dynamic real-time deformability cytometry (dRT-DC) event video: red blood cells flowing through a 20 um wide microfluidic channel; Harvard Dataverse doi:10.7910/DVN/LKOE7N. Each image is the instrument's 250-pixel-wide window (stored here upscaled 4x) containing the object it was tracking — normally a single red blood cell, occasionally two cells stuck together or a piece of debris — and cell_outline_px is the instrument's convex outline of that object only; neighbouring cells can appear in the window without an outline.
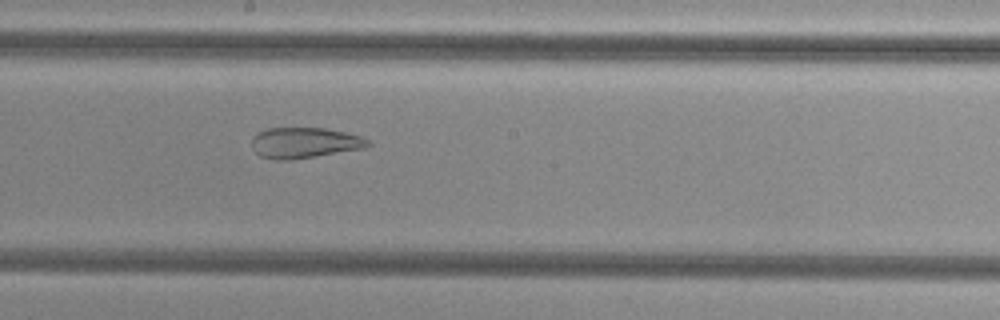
{"species": "common noctule bat (a hibernating species)", "species_latin": "Nyctalus noctula", "temperature_condition": "cold", "stored_images_in_passage": 55, "camera_frame_rate_fps": 3000, "um_per_image_px": 0.085, "animal": {"sex": "female", "body_mass_g": 29.2, "forearm_length_mm": 56.3}, "frame": {"image": 1, "passage_image": 31, "time_ms": 10.0, "image_size_px": [1000, 320], "cell_outline_px": [[372, 144], [368, 148], [292, 160], [276, 160], [260, 156], [252, 148], [252, 136], [256, 132], [268, 128], [324, 128], [344, 132], [360, 136], [368, 140]], "centroid_in_image_um": [25.88, 12.14], "position_along_channel_um": 222.3, "area_um2": 21.04}}
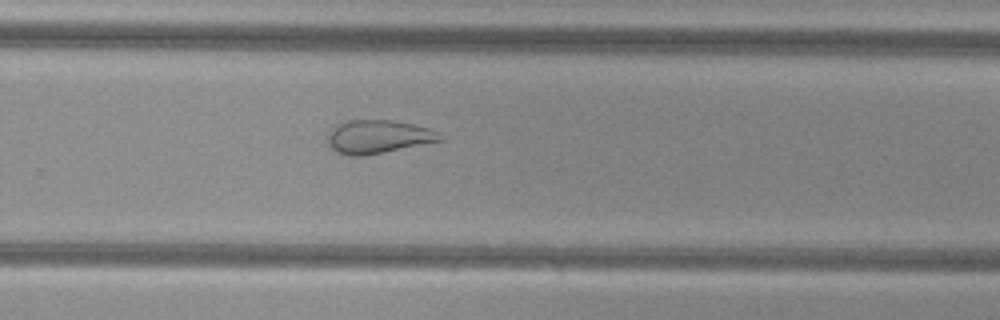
{"frame": {"image": 2, "passage_image": 37, "time_ms": 12.0, "image_size_px": [1000, 320], "cell_outline_px": [[448, 136], [444, 140], [364, 156], [344, 156], [336, 152], [328, 144], [328, 136], [332, 128], [348, 120], [392, 120], [412, 124], [428, 128]], "centroid_in_image_um": [32.18, 11.63], "position_along_channel_um": 297.6, "area_um2": 21.96}}
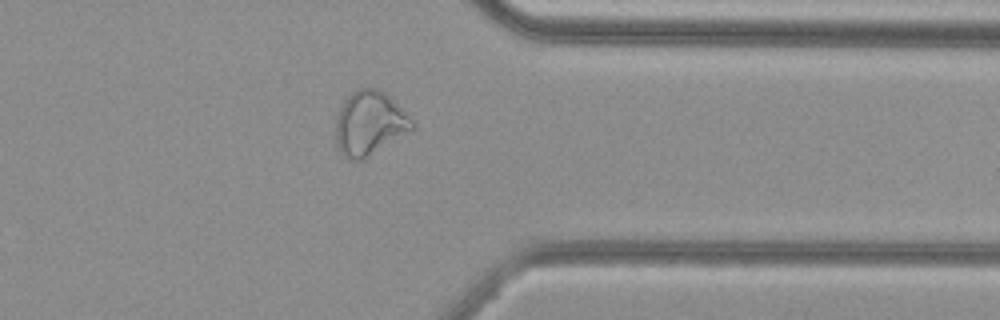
{"frame": {"image": 3, "passage_image": 44, "time_ms": 14.333, "image_size_px": [1000, 320], "cell_outline_px": [[416, 128], [412, 132], [360, 160], [352, 160], [344, 156], [336, 148], [332, 132], [340, 108], [344, 100], [360, 84], [376, 88], [384, 92], [416, 124]], "centroid_in_image_um": [31.37, 10.47], "position_along_channel_um": 380.0, "area_um2": 29.13}}